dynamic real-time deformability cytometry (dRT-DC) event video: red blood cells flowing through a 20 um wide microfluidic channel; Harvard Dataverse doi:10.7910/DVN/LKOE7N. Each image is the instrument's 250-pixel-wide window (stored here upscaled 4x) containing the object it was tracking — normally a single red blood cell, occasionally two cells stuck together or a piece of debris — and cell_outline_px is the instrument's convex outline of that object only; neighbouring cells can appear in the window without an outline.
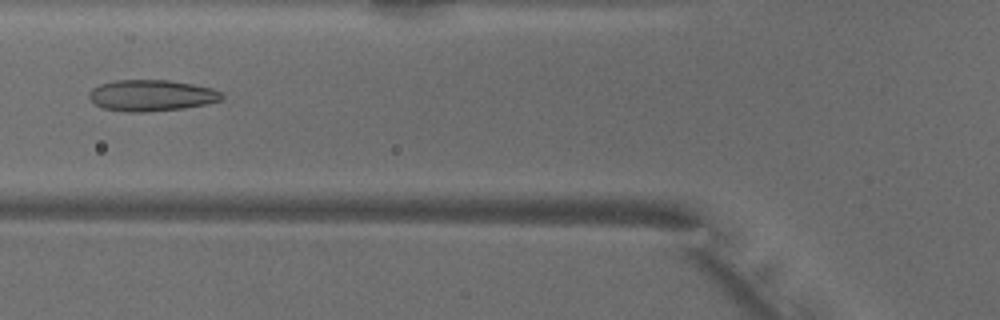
{"species": "common noctule bat (a hibernating species)", "species_latin": "Nyctalus noctula", "temperature_condition": "warm", "stored_images_in_passage": 44, "camera_frame_rate_fps": 3000, "um_per_image_px": 0.085, "animal": {"sex": "male", "body_mass_g": 18.8}, "frame": {"image": 1, "passage_image": 13, "time_ms": 4.0, "image_size_px": [1000, 320], "cell_outline_px": [[224, 96], [220, 100], [204, 104], [184, 108], [148, 112], [124, 112], [104, 108], [96, 104], [88, 96], [88, 92], [92, 88], [100, 84], [116, 80], [168, 80], [192, 84], [212, 88], [220, 92]], "centroid_in_image_um": [12.85, 8.11], "position_along_channel_um": 113.0, "area_um2": 24.1}}
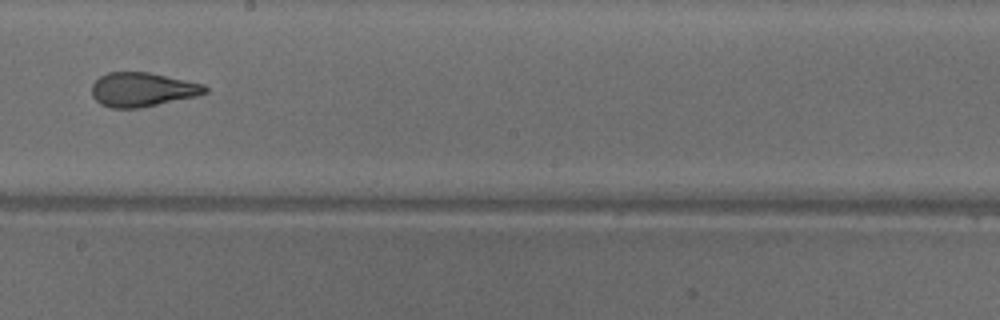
{"frame": {"image": 2, "passage_image": 22, "time_ms": 7.0, "image_size_px": [1000, 320], "cell_outline_px": [[208, 92], [196, 96], [140, 108], [112, 108], [100, 104], [92, 96], [92, 84], [100, 76], [108, 72], [152, 72], [204, 84], [208, 88]], "centroid_in_image_um": [12.11, 7.6], "position_along_channel_um": 236.1, "area_um2": 22.66}}
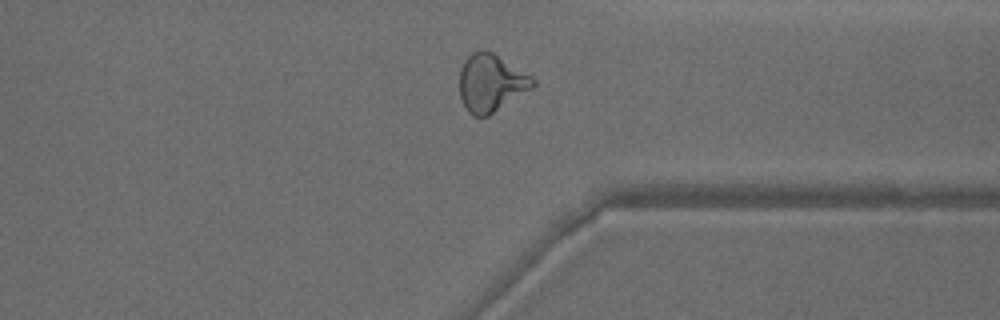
{"frame": {"image": 3, "passage_image": 32, "time_ms": 10.333, "image_size_px": [1000, 320], "cell_outline_px": [[536, 84], [532, 88], [488, 116], [476, 116], [468, 112], [460, 96], [460, 68], [464, 60], [472, 52], [480, 48], [484, 48], [492, 52], [532, 76], [536, 80]], "centroid_in_image_um": [41.73, 7.02], "position_along_channel_um": 369.7, "area_um2": 24.57}, "authors_computed_cell_mechanics": {"area_um2": 24.1893, "velocity_mm_per_s": 4.1002, "shape_relaxation_time_tau1_ms": 9.0163, "shape_relaxation_time_tau2_ms": 1.2851, "deformation_change_tau1": 0.2749, "deformation_change_tau2": 0.097}}